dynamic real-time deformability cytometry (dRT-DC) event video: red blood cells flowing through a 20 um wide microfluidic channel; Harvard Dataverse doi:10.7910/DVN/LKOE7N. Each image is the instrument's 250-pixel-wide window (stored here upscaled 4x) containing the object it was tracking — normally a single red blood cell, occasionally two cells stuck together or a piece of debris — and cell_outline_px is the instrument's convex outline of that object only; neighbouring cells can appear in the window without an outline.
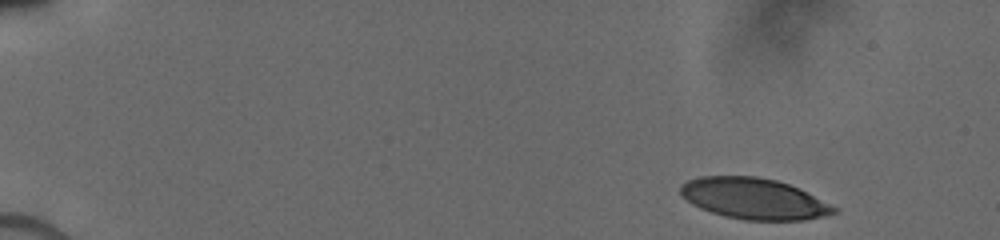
{"species": "human", "species_latin": "Homo sapiens", "temperature_condition": "cold", "stored_images_in_passage": 26, "camera_frame_rate_fps": 3000, "um_per_image_px": 0.085, "donor": {"sex": "male"}, "frame": {"image": 1, "passage_image": 1, "time_ms": 0.0, "image_size_px": [1000, 240], "cell_outline_px": [[836, 212], [824, 216], [804, 220], [744, 220], [724, 216], [700, 208], [692, 204], [680, 192], [680, 184], [688, 180], [700, 176], [756, 176], [776, 180], [788, 184], [836, 208]], "centroid_in_image_um": [64.01, 16.88], "position_along_channel_um": 21.0, "area_um2": 36.13}}
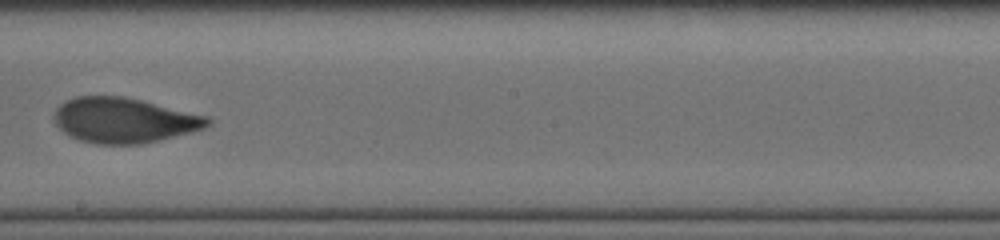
{"frame": {"image": 2, "passage_image": 15, "time_ms": 8.667, "image_size_px": [1000, 240], "cell_outline_px": [[212, 124], [204, 128], [140, 144], [96, 144], [80, 140], [64, 132], [56, 124], [52, 116], [56, 108], [60, 104], [76, 96], [124, 96], [208, 116], [212, 120]], "centroid_in_image_um": [10.52, 10.21], "position_along_channel_um": 237.7, "area_um2": 40.06}}
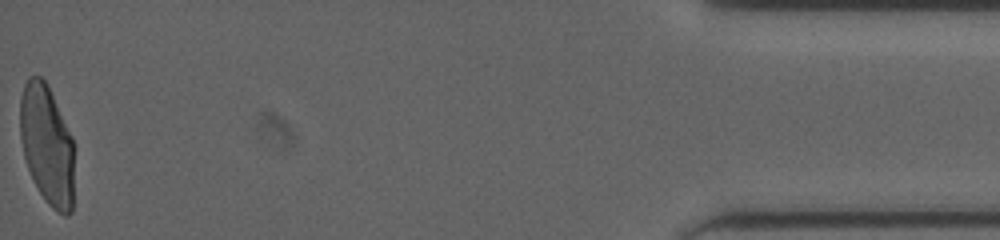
{"frame": {"image": 3, "passage_image": 26, "time_ms": 15.333, "image_size_px": [1000, 240], "cell_outline_px": [[72, 212], [68, 216], [64, 216], [52, 208], [44, 200], [28, 168], [24, 156], [20, 136], [20, 100], [24, 84], [28, 76], [40, 76], [48, 84], [72, 136]], "centroid_in_image_um": [3.98, 12.28], "position_along_channel_um": 431.2, "area_um2": 37.51}}